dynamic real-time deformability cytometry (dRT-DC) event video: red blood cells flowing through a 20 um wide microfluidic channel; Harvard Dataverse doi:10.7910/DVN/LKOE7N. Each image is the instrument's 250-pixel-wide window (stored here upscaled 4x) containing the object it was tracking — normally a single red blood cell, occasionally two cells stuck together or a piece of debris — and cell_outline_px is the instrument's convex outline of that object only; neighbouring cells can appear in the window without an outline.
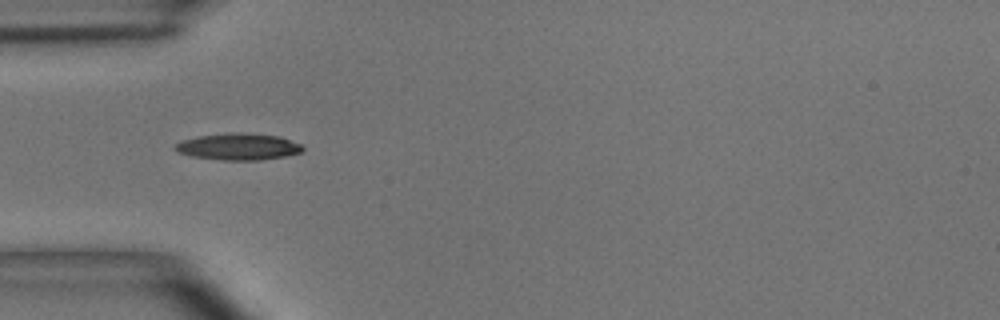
{"species": "common noctule bat (a hibernating species)", "species_latin": "Nyctalus noctula", "temperature_condition": "room temperature", "stored_images_in_passage": 3, "camera_frame_rate_fps": 3000, "um_per_image_px": 0.085, "animal": {"sex": "male", "body_mass_g": 15.6}, "frame": {"image": 1, "passage_image": 1, "time_ms": 0.0, "image_size_px": [1000, 320], "cell_outline_px": [[304, 148], [300, 152], [284, 156], [260, 160], [224, 160], [192, 156], [180, 152], [176, 148], [176, 144], [184, 140], [200, 136], [232, 132], [236, 132], [280, 136], [300, 144]], "centroid_in_image_um": [20.3, 12.46], "position_along_channel_um": 64.7, "area_um2": 19.36}}
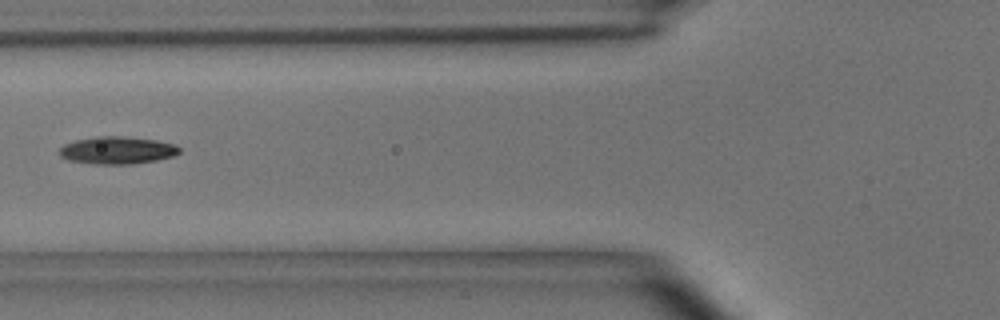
{"frame": {"image": 2, "passage_image": 2, "time_ms": 1.333, "image_size_px": [1000, 320], "cell_outline_px": [[180, 152], [176, 156], [156, 160], [132, 164], [96, 164], [68, 160], [60, 156], [60, 148], [64, 144], [76, 140], [96, 136], [128, 136], [156, 140], [176, 144], [180, 148]], "centroid_in_image_um": [10.0, 12.77], "position_along_channel_um": 115.8, "area_um2": 19.36}}